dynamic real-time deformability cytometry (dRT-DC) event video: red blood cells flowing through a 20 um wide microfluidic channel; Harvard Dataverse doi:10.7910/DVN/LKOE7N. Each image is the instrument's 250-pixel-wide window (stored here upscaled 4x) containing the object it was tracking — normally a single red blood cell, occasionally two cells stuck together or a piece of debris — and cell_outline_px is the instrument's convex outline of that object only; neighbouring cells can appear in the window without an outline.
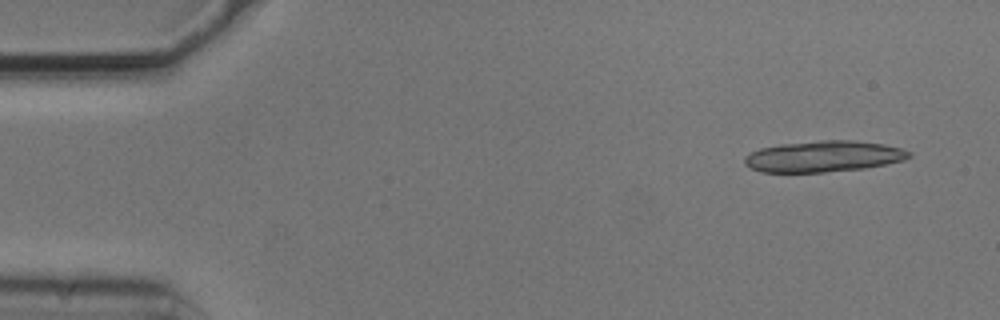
{"species": "common noctule bat (a hibernating species)", "species_latin": "Nyctalus noctula", "temperature_condition": "cold", "stored_images_in_passage": 5, "camera_frame_rate_fps": 3000, "um_per_image_px": 0.085, "animal": {"sex": "male", "body_mass_g": 20.5, "forearm_length_mm": 52.5}, "frame": {"image": 1, "passage_image": 1, "time_ms": 0.0, "image_size_px": [1000, 320], "cell_outline_px": [[912, 156], [904, 160], [864, 168], [824, 172], [760, 172], [744, 164], [744, 156], [760, 148], [780, 144], [820, 140], [852, 140], [884, 144], [900, 148], [912, 152]], "centroid_in_image_um": [70.0, 13.29], "position_along_channel_um": 15.0, "area_um2": 29.82}}
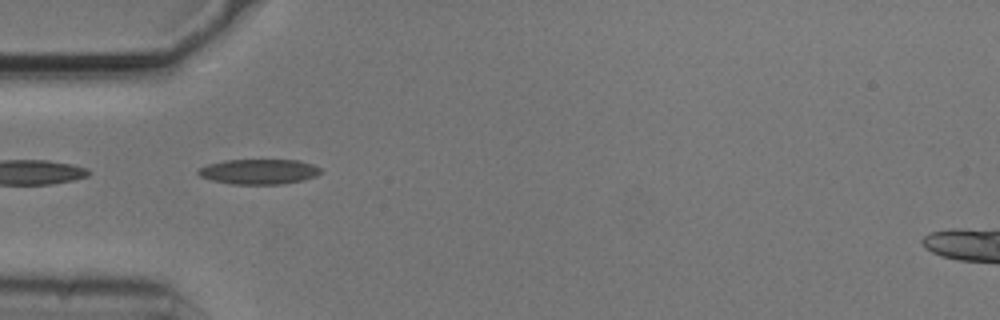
{"frame": {"image": 2, "passage_image": 4, "time_ms": 1.0, "image_size_px": [1000, 320], "cell_outline_px": [[324, 172], [316, 176], [304, 180], [280, 184], [232, 184], [212, 180], [200, 176], [196, 172], [200, 168], [208, 164], [224, 160], [300, 160], [312, 164], [320, 168]], "centroid_in_image_um": [22.04, 14.58], "position_along_channel_um": 63.0, "area_um2": 17.98}}